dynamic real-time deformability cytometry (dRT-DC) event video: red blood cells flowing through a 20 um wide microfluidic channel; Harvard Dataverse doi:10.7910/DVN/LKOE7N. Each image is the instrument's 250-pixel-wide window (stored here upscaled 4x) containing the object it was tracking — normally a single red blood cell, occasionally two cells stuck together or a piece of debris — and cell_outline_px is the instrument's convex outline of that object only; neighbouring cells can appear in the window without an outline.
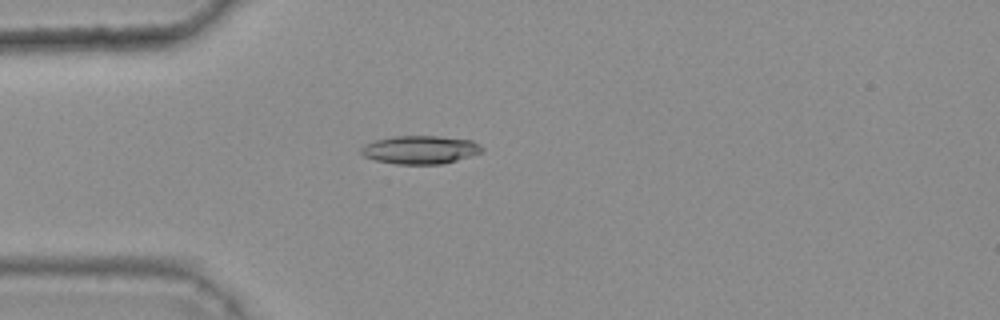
{"species": "common noctule bat (a hibernating species)", "species_latin": "Nyctalus noctula", "temperature_condition": "warm", "stored_images_in_passage": 48, "camera_frame_rate_fps": 3000, "um_per_image_px": 0.085, "animal": {"sex": "female", "body_mass_g": 25.1}, "frame": {"image": 1, "passage_image": 15, "time_ms": 4.667, "image_size_px": [1000, 320], "cell_outline_px": [[484, 148], [480, 152], [456, 160], [440, 164], [396, 164], [376, 160], [364, 156], [360, 152], [360, 148], [364, 144], [376, 140], [392, 136], [440, 136], [472, 140]], "centroid_in_image_um": [35.68, 12.72], "position_along_channel_um": 49.3, "area_um2": 19.77}}
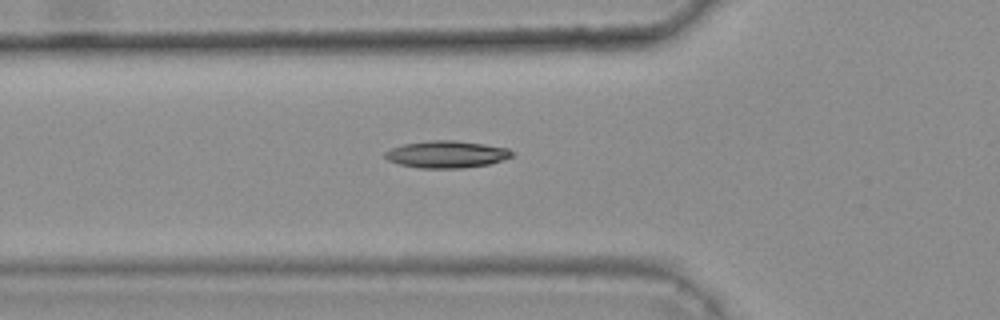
{"frame": {"image": 2, "passage_image": 19, "time_ms": 6.0, "image_size_px": [1000, 320], "cell_outline_px": [[512, 156], [504, 160], [488, 164], [464, 168], [420, 168], [400, 164], [388, 160], [384, 156], [384, 152], [392, 148], [404, 144], [428, 140], [456, 140], [484, 144], [508, 148], [512, 152]], "centroid_in_image_um": [37.96, 13.11], "position_along_channel_um": 87.8, "area_um2": 20.0}}
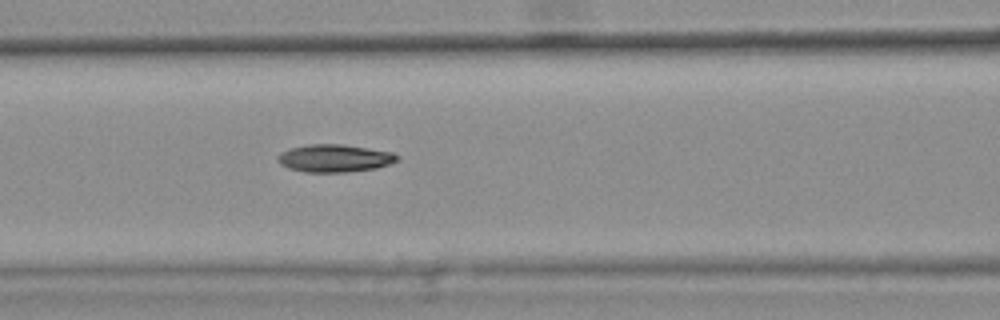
{"frame": {"image": 3, "passage_image": 23, "time_ms": 7.333, "image_size_px": [1000, 320], "cell_outline_px": [[400, 160], [376, 168], [348, 172], [304, 172], [288, 168], [280, 164], [276, 160], [276, 156], [280, 152], [288, 148], [308, 144], [344, 144], [392, 152], [400, 156]], "centroid_in_image_um": [28.4, 13.44], "position_along_channel_um": 138.2, "area_um2": 19.54}, "authors_computed_cell_mechanics": {"area_um2": 18.9584, "velocity_mm_per_s": 3.7356, "shape_relaxation_time_tau1_ms": 7.4059, "shape_relaxation_time_tau2_ms": null, "deformation_change_tau1": 0.1826, "deformation_change_tau2": null}}